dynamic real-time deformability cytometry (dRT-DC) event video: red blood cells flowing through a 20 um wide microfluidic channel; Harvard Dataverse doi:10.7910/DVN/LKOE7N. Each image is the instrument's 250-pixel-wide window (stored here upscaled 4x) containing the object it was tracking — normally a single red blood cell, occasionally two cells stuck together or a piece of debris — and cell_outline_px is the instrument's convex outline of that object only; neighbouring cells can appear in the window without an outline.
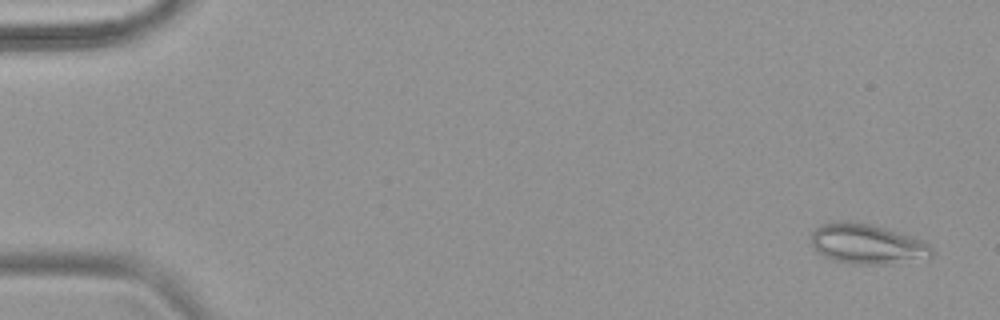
{"species": "common noctule bat (a hibernating species)", "species_latin": "Nyctalus noctula", "temperature_condition": "warm", "stored_images_in_passage": 52, "camera_frame_rate_fps": 3000, "um_per_image_px": 0.085, "animal": {"sex": "female", "body_mass_g": 18.4}, "frame": {"image": 1, "passage_image": 1, "time_ms": 0.0, "image_size_px": [1000, 320], "cell_outline_px": [[936, 252], [932, 256], [888, 264], [852, 264], [836, 260], [824, 256], [816, 252], [812, 244], [812, 232], [820, 224], [840, 220], [848, 220], [872, 224], [920, 240], [928, 244]], "centroid_in_image_um": [73.65, 20.72], "position_along_channel_um": 11.3, "area_um2": 27.92}}
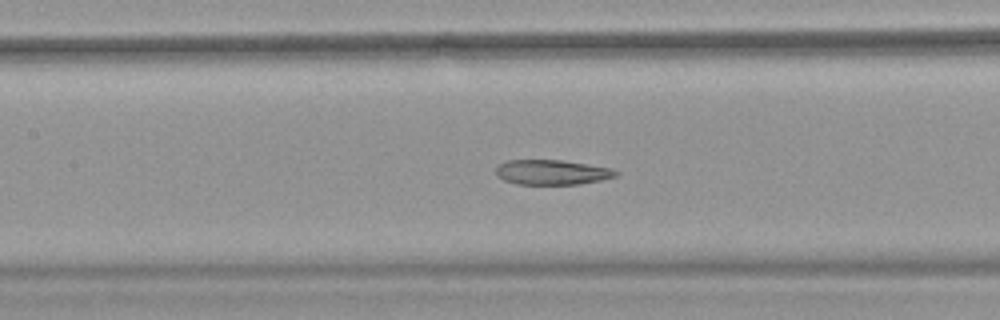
{"frame": {"image": 2, "passage_image": 24, "time_ms": 7.667, "image_size_px": [1000, 320], "cell_outline_px": [[620, 172], [616, 176], [600, 180], [580, 184], [516, 184], [504, 180], [496, 176], [496, 168], [500, 164], [508, 160], [560, 160], [612, 168]], "centroid_in_image_um": [46.91, 14.64], "position_along_channel_um": 160.5, "area_um2": 17.34}}
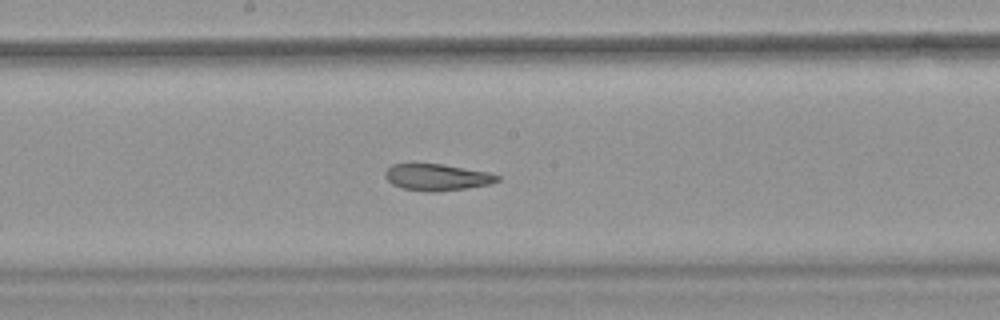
{"frame": {"image": 3, "passage_image": 28, "time_ms": 9.0, "image_size_px": [1000, 320], "cell_outline_px": [[500, 180], [488, 184], [464, 188], [436, 192], [428, 192], [400, 188], [392, 184], [384, 176], [384, 172], [392, 164], [444, 164], [488, 172], [500, 176]], "centroid_in_image_um": [37.12, 15.06], "position_along_channel_um": 211.1, "area_um2": 17.34}, "authors_computed_cell_mechanics": {"area_um2": 21.0392, "velocity_mm_per_s": 3.808, "shape_relaxation_time_tau1_ms": null, "shape_relaxation_time_tau2_ms": 3.1216, "deformation_change_tau1": null, "deformation_change_tau2": 0.1035}}